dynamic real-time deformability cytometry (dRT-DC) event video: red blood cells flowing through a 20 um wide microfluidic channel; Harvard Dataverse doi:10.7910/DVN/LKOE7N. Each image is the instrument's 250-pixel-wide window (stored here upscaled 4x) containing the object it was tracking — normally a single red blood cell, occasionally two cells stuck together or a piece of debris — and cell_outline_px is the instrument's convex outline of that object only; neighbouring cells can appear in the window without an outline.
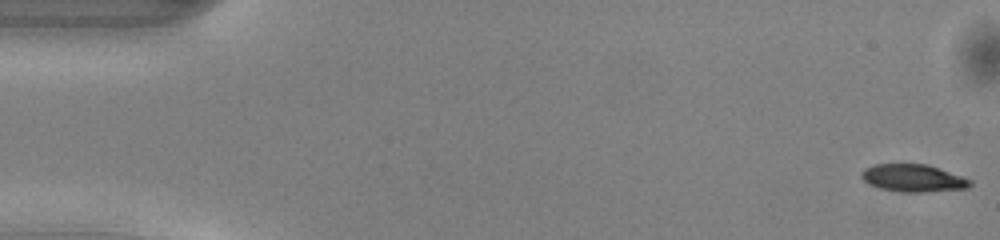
{"species": "common noctule bat (a hibernating species)", "species_latin": "Nyctalus noctula", "temperature_condition": "warm", "stored_images_in_passage": 49, "camera_frame_rate_fps": 3000, "um_per_image_px": 0.085, "animal": {"sex": "male", "body_mass_g": 13.0, "forearm_length_mm": 53.1}, "frame": {"image": 1, "passage_image": 1, "time_ms": 0.0, "image_size_px": [1000, 240], "cell_outline_px": [[972, 184], [968, 188], [924, 192], [900, 192], [880, 188], [868, 184], [860, 176], [860, 172], [864, 168], [872, 164], [928, 164], [972, 180]], "centroid_in_image_um": [77.59, 15.13], "position_along_channel_um": 7.4, "area_um2": 17.51}}
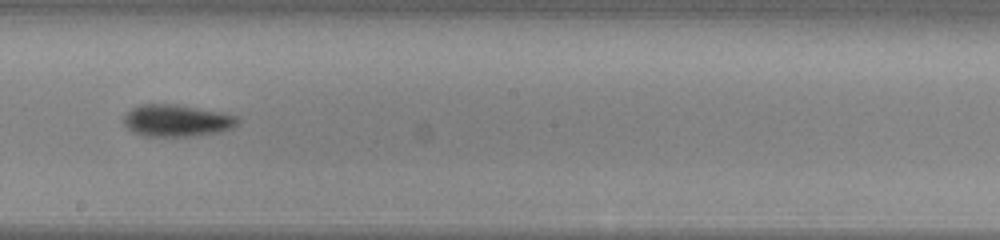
{"frame": {"image": 2, "passage_image": 28, "time_ms": 9.0, "image_size_px": [1000, 240], "cell_outline_px": [[240, 120], [232, 128], [220, 132], [196, 136], [144, 136], [132, 132], [124, 124], [124, 116], [132, 108], [140, 104], [176, 104], [220, 112], [240, 116]], "centroid_in_image_um": [15.04, 10.25], "position_along_channel_um": 233.2, "area_um2": 21.33}}
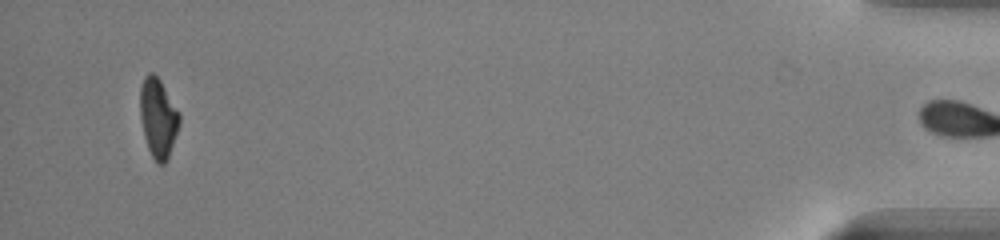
{"frame": {"image": 3, "passage_image": 48, "time_ms": 15.667, "image_size_px": [1000, 240], "cell_outline_px": [[180, 124], [168, 156], [164, 164], [156, 164], [148, 148], [144, 136], [140, 116], [140, 88], [144, 76], [148, 72], [152, 72], [160, 80], [180, 112]], "centroid_in_image_um": [13.44, 10.0], "position_along_channel_um": 421.8, "area_um2": 18.15}, "authors_computed_cell_mechanics": {"area_um2": 19.5942, "velocity_mm_per_s": 4.1135, "shape_relaxation_time_tau1_ms": 2.9919, "shape_relaxation_time_tau2_ms": null, "deformation_change_tau1": 0.1359, "deformation_change_tau2": null}}